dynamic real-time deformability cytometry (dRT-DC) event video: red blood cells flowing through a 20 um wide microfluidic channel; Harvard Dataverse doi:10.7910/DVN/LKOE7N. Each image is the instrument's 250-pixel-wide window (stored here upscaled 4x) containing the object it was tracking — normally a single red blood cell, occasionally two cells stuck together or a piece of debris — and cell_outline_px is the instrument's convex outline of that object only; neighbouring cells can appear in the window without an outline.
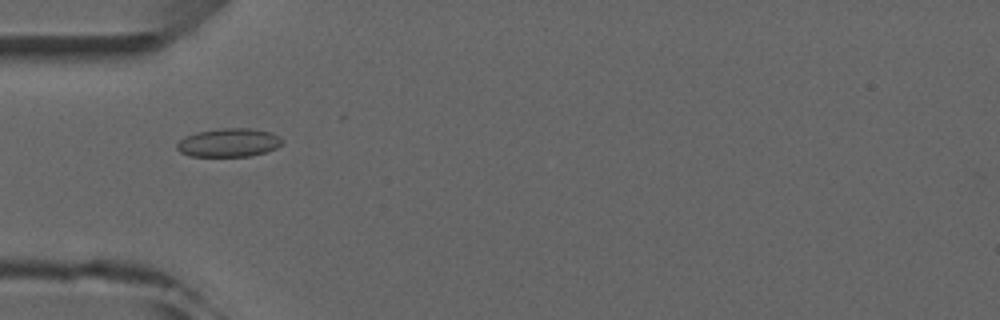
{"species": "common noctule bat (a hibernating species)", "species_latin": "Nyctalus noctula", "temperature_condition": "room temperature", "stored_images_in_passage": 5, "camera_frame_rate_fps": 3000, "um_per_image_px": 0.085, "animal": {"sex": "male", "forearm_length_mm": 52.5}, "frame": {"image": 1, "passage_image": 4, "time_ms": 4.333, "image_size_px": [1000, 320], "cell_outline_px": [[284, 140], [276, 148], [264, 152], [248, 156], [188, 156], [180, 152], [176, 148], [176, 144], [184, 136], [196, 132], [220, 128], [252, 128], [272, 132]], "centroid_in_image_um": [19.42, 12.11], "position_along_channel_um": 65.6, "area_um2": 17.57}}
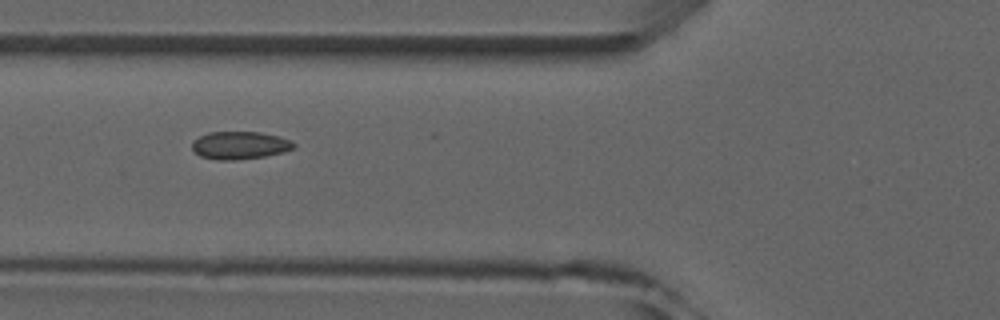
{"frame": {"image": 2, "passage_image": 5, "time_ms": 5.333, "image_size_px": [1000, 320], "cell_outline_px": [[296, 148], [284, 152], [264, 156], [236, 160], [216, 160], [200, 156], [192, 148], [192, 140], [208, 132], [260, 132], [280, 136], [296, 144]], "centroid_in_image_um": [20.39, 12.35], "position_along_channel_um": 105.4, "area_um2": 16.53}}